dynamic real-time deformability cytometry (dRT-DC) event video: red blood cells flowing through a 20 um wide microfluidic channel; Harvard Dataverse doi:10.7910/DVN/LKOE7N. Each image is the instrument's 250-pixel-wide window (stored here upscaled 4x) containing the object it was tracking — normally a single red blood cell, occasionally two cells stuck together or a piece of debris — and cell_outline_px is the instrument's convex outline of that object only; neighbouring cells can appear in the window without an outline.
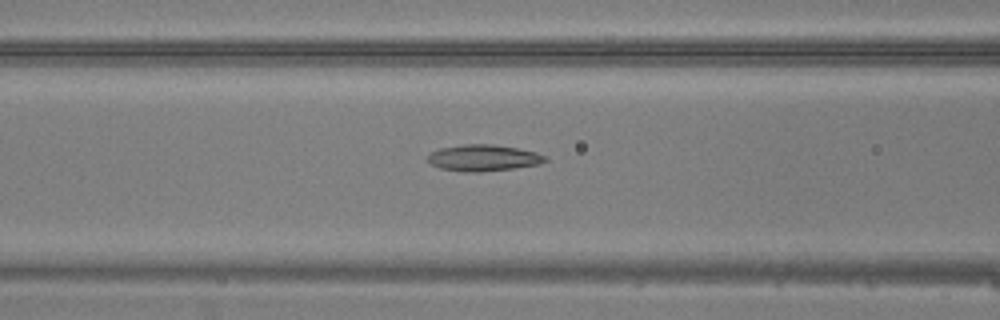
{"species": "common noctule bat (a hibernating species)", "species_latin": "Nyctalus noctula", "temperature_condition": "warm", "stored_images_in_passage": 47, "camera_frame_rate_fps": 3000, "um_per_image_px": 0.085, "animal": {"sex": "male", "body_mass_g": 20.5, "forearm_length_mm": 52.5}, "frame": {"image": 1, "passage_image": 20, "time_ms": 6.333, "image_size_px": [1000, 320], "cell_outline_px": [[548, 160], [540, 164], [512, 168], [480, 172], [464, 172], [440, 168], [432, 164], [428, 160], [428, 156], [432, 152], [440, 148], [464, 144], [492, 144], [516, 148], [536, 152], [548, 156]], "centroid_in_image_um": [41.12, 13.42], "position_along_channel_um": 125.5, "area_um2": 17.98}}
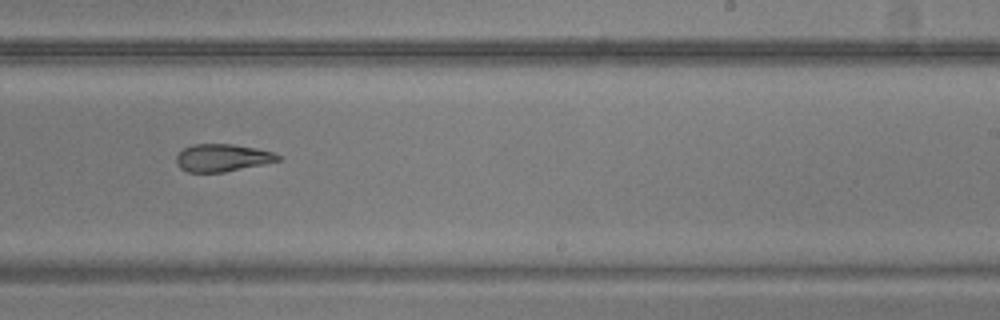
{"frame": {"image": 2, "passage_image": 30, "time_ms": 9.667, "image_size_px": [1000, 320], "cell_outline_px": [[284, 156], [280, 160], [264, 164], [224, 172], [188, 172], [180, 168], [176, 164], [176, 156], [184, 148], [192, 144], [232, 144], [256, 148], [272, 152]], "centroid_in_image_um": [18.91, 13.41], "position_along_channel_um": 270.1, "area_um2": 16.36}}
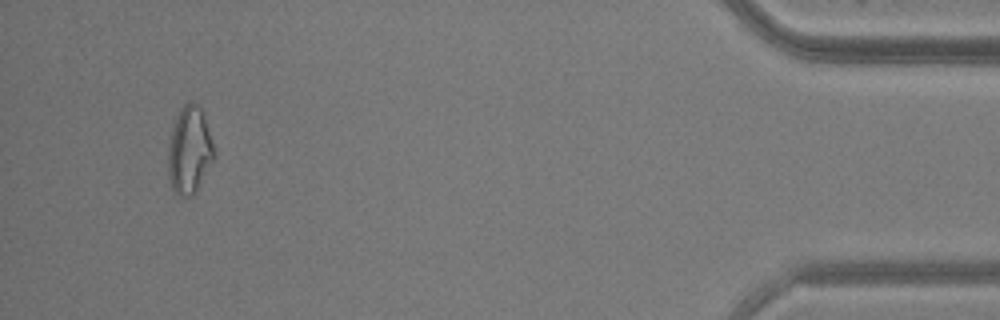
{"frame": {"image": 3, "passage_image": 45, "time_ms": 14.667, "image_size_px": [1000, 320], "cell_outline_px": [[216, 156], [192, 196], [176, 196], [172, 188], [168, 176], [168, 144], [172, 128], [176, 116], [180, 108], [184, 104], [192, 100], [204, 112], [216, 152]], "centroid_in_image_um": [16.1, 12.74], "position_along_channel_um": 419.1, "area_um2": 23.7}}